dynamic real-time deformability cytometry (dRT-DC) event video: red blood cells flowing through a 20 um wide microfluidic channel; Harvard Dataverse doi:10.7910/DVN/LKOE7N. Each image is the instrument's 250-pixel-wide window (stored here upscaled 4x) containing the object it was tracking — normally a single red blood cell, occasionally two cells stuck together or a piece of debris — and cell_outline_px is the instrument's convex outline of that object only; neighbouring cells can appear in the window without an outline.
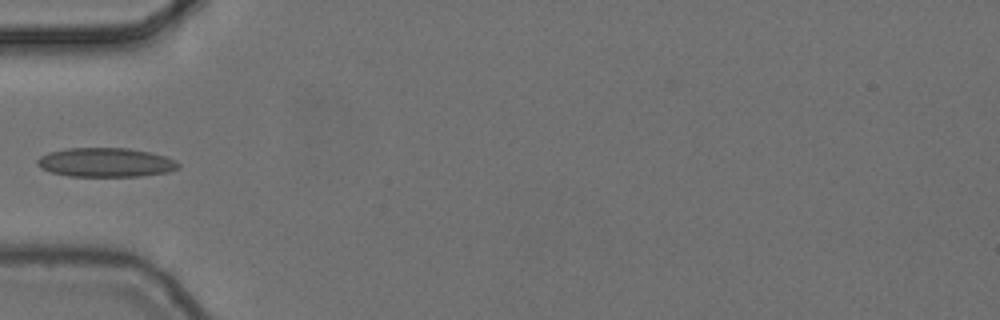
{"species": "common noctule bat (a hibernating species)", "species_latin": "Nyctalus noctula", "temperature_condition": "cold", "stored_images_in_passage": 4, "camera_frame_rate_fps": 3000, "um_per_image_px": 0.085, "animal": {"sex": "female", "body_mass_g": 24.6, "forearm_length_mm": 56.2}, "frame": {"image": 1, "passage_image": 4, "time_ms": 1.0, "image_size_px": [1000, 320], "cell_outline_px": [[180, 168], [168, 172], [140, 176], [68, 176], [52, 172], [40, 168], [36, 164], [36, 160], [40, 156], [48, 152], [68, 148], [128, 148], [148, 152], [164, 156], [176, 160], [180, 164]], "centroid_in_image_um": [8.97, 13.8], "position_along_channel_um": 76.0, "area_um2": 23.99}}